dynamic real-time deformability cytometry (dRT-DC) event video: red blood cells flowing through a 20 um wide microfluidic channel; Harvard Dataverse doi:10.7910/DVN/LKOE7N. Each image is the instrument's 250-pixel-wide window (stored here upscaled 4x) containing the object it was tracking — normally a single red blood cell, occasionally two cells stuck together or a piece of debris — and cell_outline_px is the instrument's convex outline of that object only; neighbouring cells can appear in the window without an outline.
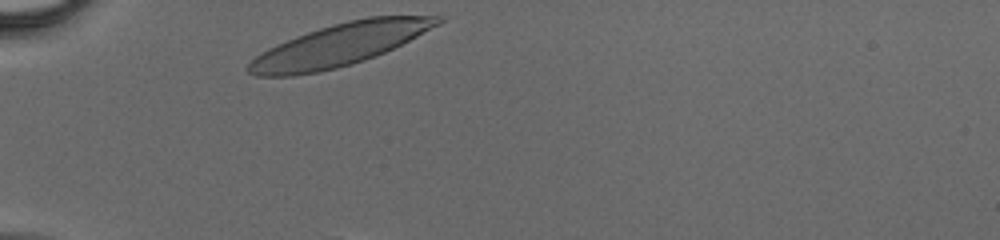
{"species": "human", "species_latin": "Homo sapiens", "temperature_condition": "cold", "stored_images_in_passage": 5, "camera_frame_rate_fps": 3000, "um_per_image_px": 0.085, "donor": {"sex": "male"}, "frame": {"image": 1, "passage_image": 1, "time_ms": 0.0, "image_size_px": [1000, 240], "cell_outline_px": [[444, 20], [440, 24], [376, 56], [352, 64], [320, 72], [292, 76], [256, 76], [248, 72], [244, 68], [260, 52], [268, 48], [296, 36], [320, 28], [348, 20], [368, 16], [440, 16]], "centroid_in_image_um": [28.81, 3.82], "position_along_channel_um": 56.2, "area_um2": 46.12}}